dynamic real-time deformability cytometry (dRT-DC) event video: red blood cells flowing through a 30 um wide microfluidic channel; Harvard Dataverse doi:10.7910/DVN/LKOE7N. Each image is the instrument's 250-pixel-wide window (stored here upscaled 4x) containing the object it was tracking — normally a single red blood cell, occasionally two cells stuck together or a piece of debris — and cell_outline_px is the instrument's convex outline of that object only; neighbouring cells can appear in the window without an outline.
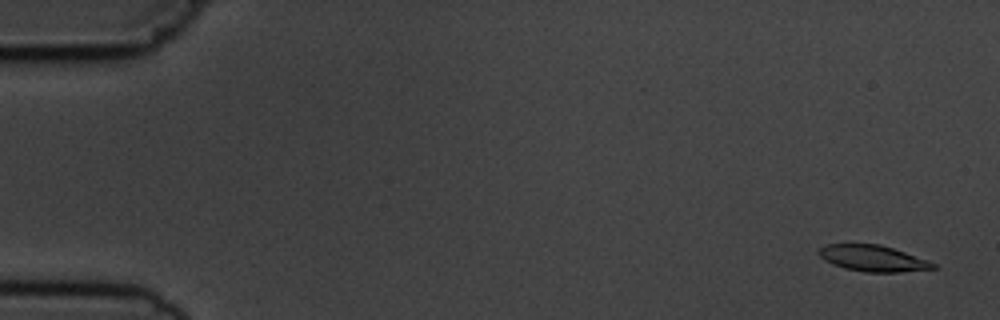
{"species": "common noctule bat (a hibernating species)", "species_latin": "Nyctalus noctula", "temperature_condition": "cold", "stored_images_in_passage": 5, "camera_frame_rate_fps": 3000, "um_per_image_px": 0.085, "animal": {"sex": "male", "body_mass_g": 19.5, "forearm_length_mm": 54.6}, "frame": {"image": 1, "passage_image": 1, "time_ms": 0.0, "image_size_px": [1000, 320], "cell_outline_px": [[936, 268], [900, 272], [864, 272], [844, 268], [832, 264], [824, 260], [816, 252], [820, 248], [828, 244], [880, 244], [904, 252], [936, 264]], "centroid_in_image_um": [74.14, 21.96], "position_along_channel_um": 10.9, "area_um2": 17.22}}
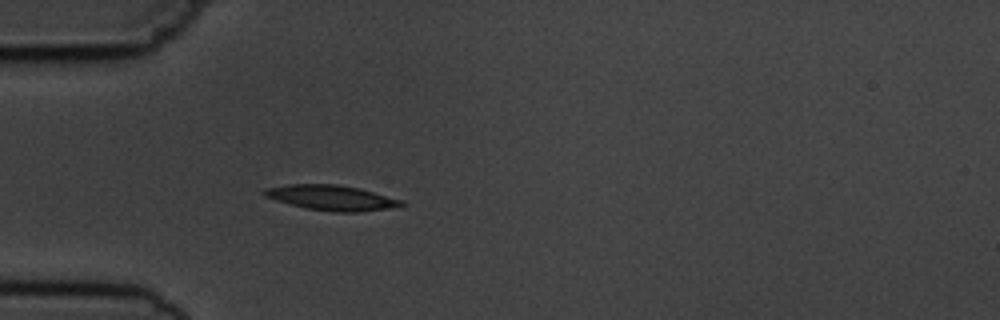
{"frame": {"image": 2, "passage_image": 5, "time_ms": 4.667, "image_size_px": [1000, 320], "cell_outline_px": [[408, 204], [400, 208], [356, 212], [336, 212], [308, 208], [276, 200], [264, 196], [260, 192], [264, 188], [288, 184], [336, 184], [360, 188], [404, 200]], "centroid_in_image_um": [28.27, 16.81], "position_along_channel_um": 56.7, "area_um2": 20.4}}